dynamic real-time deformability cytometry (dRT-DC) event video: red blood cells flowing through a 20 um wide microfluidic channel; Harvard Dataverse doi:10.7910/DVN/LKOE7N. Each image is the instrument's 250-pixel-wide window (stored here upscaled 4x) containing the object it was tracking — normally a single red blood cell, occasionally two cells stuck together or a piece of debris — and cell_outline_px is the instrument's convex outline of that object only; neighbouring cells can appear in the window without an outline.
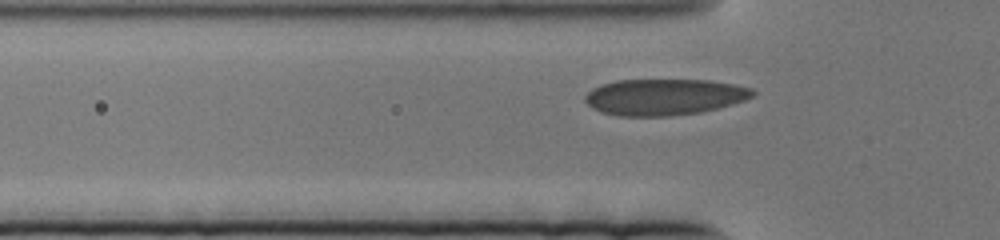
{"species": "human", "species_latin": "Homo sapiens", "temperature_condition": "cold", "stored_images_in_passage": 52, "camera_frame_rate_fps": 3000, "um_per_image_px": 0.085, "donor": {"sex": "female"}, "frame": {"image": 1, "passage_image": 4, "time_ms": 1.0, "image_size_px": [1000, 240], "cell_outline_px": [[756, 92], [752, 96], [744, 100], [732, 104], [700, 112], [672, 116], [620, 116], [600, 112], [592, 108], [584, 100], [584, 96], [592, 88], [600, 84], [616, 80], [708, 80], [732, 84], [752, 88]], "centroid_in_image_um": [56.42, 8.24], "position_along_channel_um": 69.4, "area_um2": 35.49}}
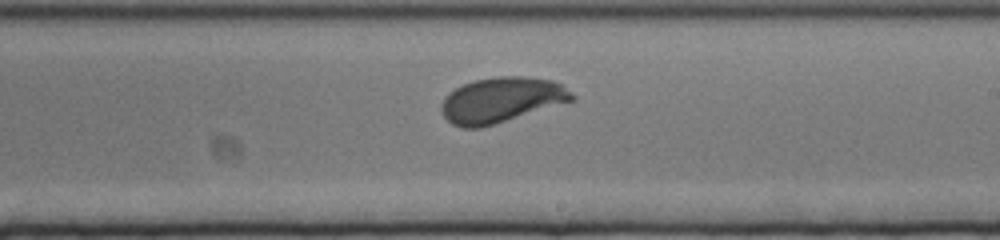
{"frame": {"image": 2, "passage_image": 26, "time_ms": 8.333, "image_size_px": [1000, 240], "cell_outline_px": [[576, 100], [496, 124], [480, 128], [460, 128], [452, 124], [440, 112], [440, 104], [444, 96], [448, 92], [464, 84], [476, 80], [496, 76], [524, 76], [552, 80], [560, 84], [572, 92], [576, 96]], "centroid_in_image_um": [42.61, 8.51], "position_along_channel_um": 246.4, "area_um2": 34.91}}
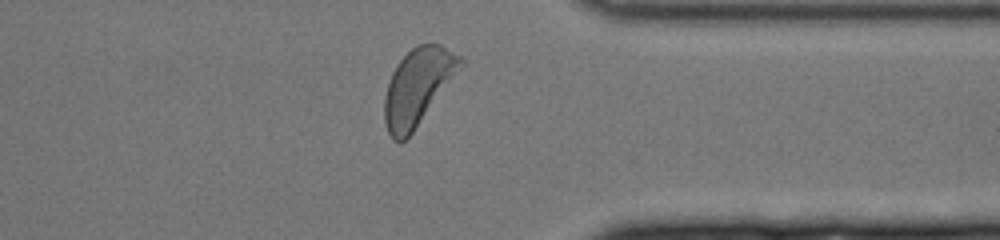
{"frame": {"image": 3, "passage_image": 43, "time_ms": 14.0, "image_size_px": [1000, 240], "cell_outline_px": [[468, 64], [412, 132], [400, 144], [392, 140], [388, 132], [384, 120], [384, 96], [392, 72], [396, 64], [416, 44], [440, 44], [468, 60]], "centroid_in_image_um": [35.58, 7.36], "position_along_channel_um": 375.8, "area_um2": 34.62}}